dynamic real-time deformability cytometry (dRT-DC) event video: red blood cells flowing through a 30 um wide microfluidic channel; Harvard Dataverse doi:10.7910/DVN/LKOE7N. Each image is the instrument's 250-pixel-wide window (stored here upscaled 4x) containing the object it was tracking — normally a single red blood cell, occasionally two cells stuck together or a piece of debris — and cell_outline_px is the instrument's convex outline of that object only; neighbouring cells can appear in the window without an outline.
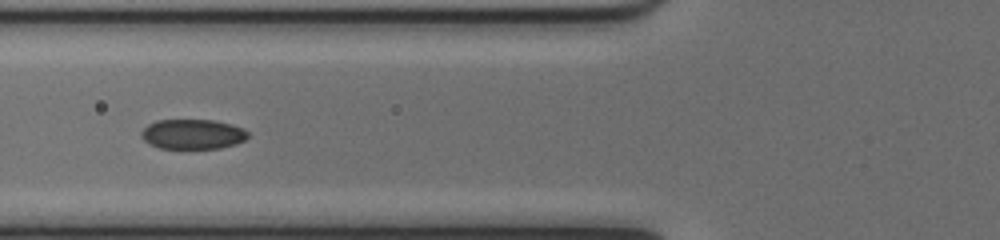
{"species": "common noctule bat (a hibernating species)", "species_latin": "Nyctalus noctula", "temperature_condition": "cold", "stored_images_in_passage": 52, "segment_of_instrument_passage": [2, 2], "camera_frame_rate_fps": 3000, "um_per_image_px": 0.085, "animal": {"sex": "female", "body_mass_g": 17.0, "forearm_length_mm": 48.0}, "frame": {"image": 1, "passage_image": 21, "time_ms": 6.667, "image_size_px": [1000, 240], "cell_outline_px": [[248, 136], [244, 140], [236, 144], [220, 148], [160, 148], [148, 144], [140, 136], [140, 132], [148, 124], [156, 120], [216, 120], [232, 124], [244, 128], [248, 132]], "centroid_in_image_um": [16.37, 11.4], "position_along_channel_um": 109.4, "area_um2": 18.73}}
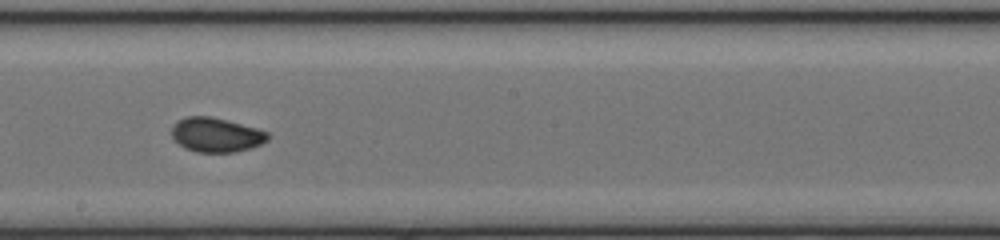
{"frame": {"image": 2, "passage_image": 30, "time_ms": 9.667, "image_size_px": [1000, 240], "cell_outline_px": [[268, 140], [252, 148], [236, 152], [196, 152], [184, 148], [172, 136], [172, 128], [176, 120], [188, 116], [212, 116], [228, 120], [256, 128], [268, 132]], "centroid_in_image_um": [18.37, 11.46], "position_along_channel_um": 229.8, "area_um2": 19.31}}
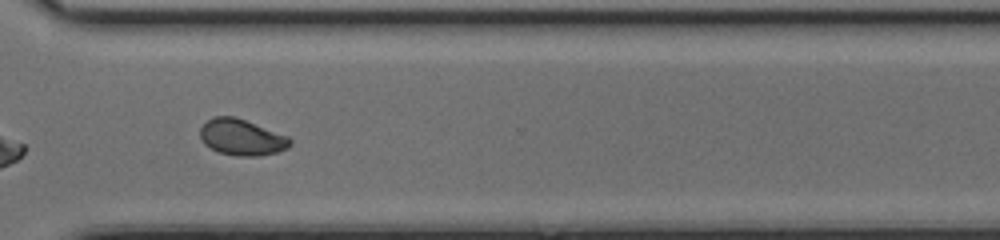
{"frame": {"image": 3, "passage_image": 39, "time_ms": 12.667, "image_size_px": [1000, 240], "cell_outline_px": [[292, 144], [288, 148], [276, 152], [256, 156], [236, 156], [220, 152], [204, 144], [200, 136], [200, 128], [212, 116], [236, 116], [288, 136], [292, 140]], "centroid_in_image_um": [20.55, 11.66], "position_along_channel_um": 350.0, "area_um2": 18.96}}